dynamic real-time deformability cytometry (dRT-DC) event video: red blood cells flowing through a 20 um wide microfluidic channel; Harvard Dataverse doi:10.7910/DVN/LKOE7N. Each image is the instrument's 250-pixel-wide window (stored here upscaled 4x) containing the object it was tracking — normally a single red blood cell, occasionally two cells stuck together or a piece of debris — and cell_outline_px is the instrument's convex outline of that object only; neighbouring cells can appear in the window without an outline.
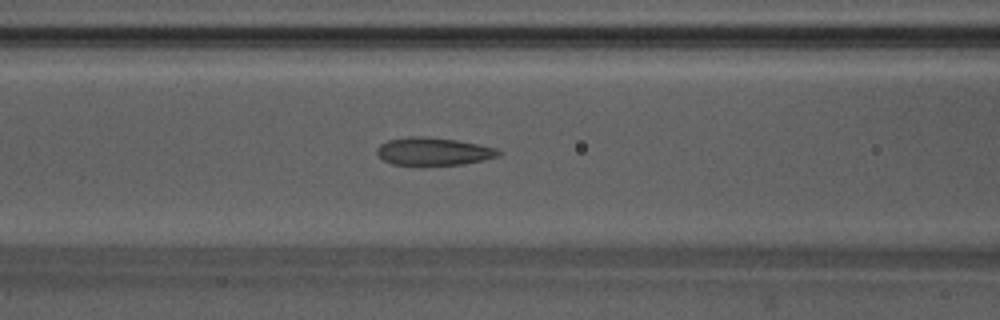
{"species": "Egyptian fruit bat (a non-hibernating species)", "species_latin": "Rousettus aegyptiacus", "temperature_condition": "warm", "stored_images_in_passage": 52, "camera_frame_rate_fps": 3000, "um_per_image_px": 0.085, "animal": {"sex": "male"}, "frame": {"image": 1, "passage_image": 21, "time_ms": 6.667, "image_size_px": [1000, 320], "cell_outline_px": [[504, 152], [500, 156], [484, 160], [464, 164], [420, 168], [392, 164], [384, 160], [376, 152], [376, 148], [380, 144], [388, 140], [412, 136], [420, 136], [456, 140], [496, 148]], "centroid_in_image_um": [36.84, 12.92], "position_along_channel_um": 129.8, "area_um2": 20.46}}
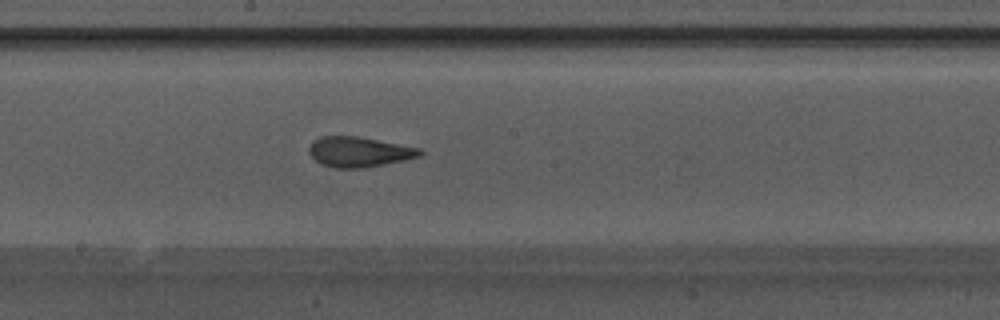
{"frame": {"image": 2, "passage_image": 28, "time_ms": 9.0, "image_size_px": [1000, 320], "cell_outline_px": [[424, 152], [420, 156], [404, 160], [364, 168], [336, 168], [320, 164], [308, 152], [308, 148], [320, 136], [356, 136], [420, 148]], "centroid_in_image_um": [30.52, 12.92], "position_along_channel_um": 217.7, "area_um2": 19.31}}
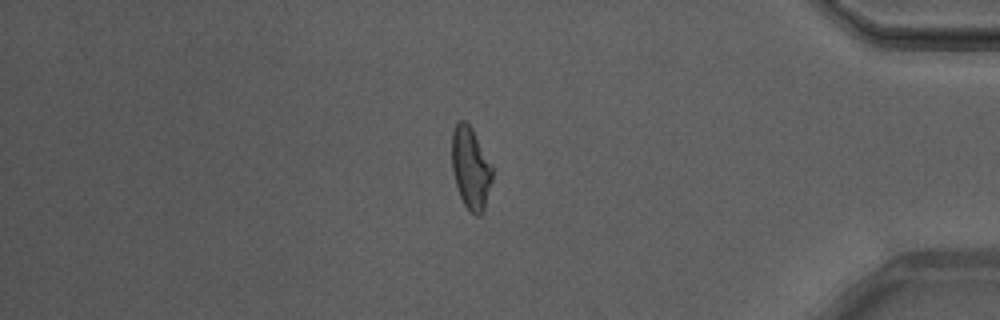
{"frame": {"image": 3, "passage_image": 45, "time_ms": 14.667, "image_size_px": [1000, 320], "cell_outline_px": [[492, 180], [484, 208], [480, 216], [476, 216], [464, 204], [460, 196], [456, 184], [452, 168], [452, 132], [456, 124], [460, 120], [464, 120], [472, 128], [492, 164]], "centroid_in_image_um": [40.01, 14.27], "position_along_channel_um": 395.2, "area_um2": 19.19}, "authors_computed_cell_mechanics": {"area_um2": 19.8832, "velocity_mm_per_s": 3.7709, "shape_relaxation_time_tau1_ms": 8.1096, "shape_relaxation_time_tau2_ms": 1.6471, "deformation_change_tau1": 0.1853, "deformation_change_tau2": 0.0919}}